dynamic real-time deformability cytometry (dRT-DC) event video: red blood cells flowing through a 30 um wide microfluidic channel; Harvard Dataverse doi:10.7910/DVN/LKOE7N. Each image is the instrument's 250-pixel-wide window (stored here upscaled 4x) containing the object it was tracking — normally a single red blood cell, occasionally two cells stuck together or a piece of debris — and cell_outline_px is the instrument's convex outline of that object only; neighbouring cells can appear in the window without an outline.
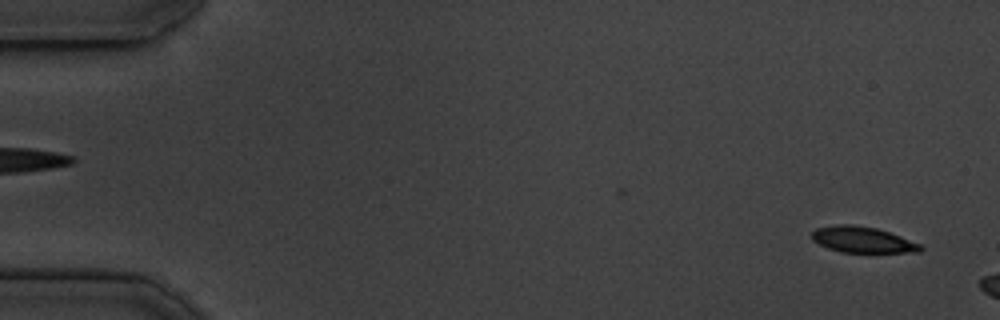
{"species": "common noctule bat (a hibernating species)", "species_latin": "Nyctalus noctula", "temperature_condition": "cold", "stored_images_in_passage": 7, "camera_frame_rate_fps": 3000, "um_per_image_px": 0.085, "animal": {"sex": "male", "body_mass_g": 19.5, "forearm_length_mm": 54.6}, "frame": {"image": 1, "passage_image": 2, "time_ms": 0.333, "image_size_px": [1000, 320], "cell_outline_px": [[924, 248], [920, 252], [840, 252], [828, 248], [812, 240], [812, 232], [816, 228], [836, 224], [852, 224], [876, 228], [900, 236], [920, 244]], "centroid_in_image_um": [73.3, 20.37], "position_along_channel_um": 11.7, "area_um2": 16.36}}